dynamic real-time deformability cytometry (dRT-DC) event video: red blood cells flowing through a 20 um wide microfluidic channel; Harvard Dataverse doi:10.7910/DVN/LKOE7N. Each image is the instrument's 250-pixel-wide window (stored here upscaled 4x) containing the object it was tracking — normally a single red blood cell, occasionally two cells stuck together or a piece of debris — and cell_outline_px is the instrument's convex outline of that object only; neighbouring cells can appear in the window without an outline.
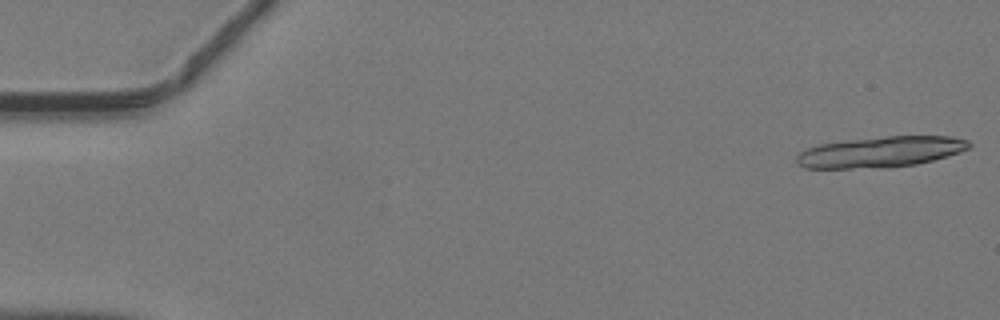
{"species": "common noctule bat (a hibernating species)", "species_latin": "Nyctalus noctula", "temperature_condition": "warm", "stored_images_in_passage": 16, "camera_frame_rate_fps": 3000, "um_per_image_px": 0.085, "animal": {"sex": "male", "body_mass_g": 19.2, "forearm_length_mm": 51.8}, "frame": {"image": 1, "passage_image": 1, "time_ms": 0.0, "image_size_px": [1000, 320], "cell_outline_px": [[972, 144], [968, 148], [960, 152], [932, 160], [916, 164], [888, 168], [804, 168], [796, 160], [796, 156], [800, 152], [808, 148], [820, 144], [848, 140], [888, 136], [952, 136], [968, 140]], "centroid_in_image_um": [74.87, 12.91], "position_along_channel_um": 10.1, "area_um2": 30.87}}